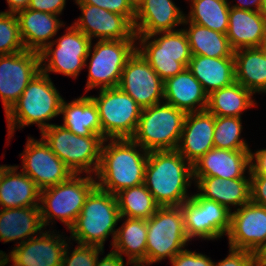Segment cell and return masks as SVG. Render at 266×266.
Segmentation results:
<instances>
[{
	"mask_svg": "<svg viewBox=\"0 0 266 266\" xmlns=\"http://www.w3.org/2000/svg\"><path fill=\"white\" fill-rule=\"evenodd\" d=\"M10 263H12V264H10ZM0 266H21V265L10 254L9 250L7 253L5 251L0 250Z\"/></svg>",
	"mask_w": 266,
	"mask_h": 266,
	"instance_id": "cell-50",
	"label": "cell"
},
{
	"mask_svg": "<svg viewBox=\"0 0 266 266\" xmlns=\"http://www.w3.org/2000/svg\"><path fill=\"white\" fill-rule=\"evenodd\" d=\"M188 239L181 206L159 207L147 219L146 266L172 260L188 248ZM189 244V245H188Z\"/></svg>",
	"mask_w": 266,
	"mask_h": 266,
	"instance_id": "cell-8",
	"label": "cell"
},
{
	"mask_svg": "<svg viewBox=\"0 0 266 266\" xmlns=\"http://www.w3.org/2000/svg\"><path fill=\"white\" fill-rule=\"evenodd\" d=\"M250 150L212 148L193 164V177L250 178Z\"/></svg>",
	"mask_w": 266,
	"mask_h": 266,
	"instance_id": "cell-20",
	"label": "cell"
},
{
	"mask_svg": "<svg viewBox=\"0 0 266 266\" xmlns=\"http://www.w3.org/2000/svg\"><path fill=\"white\" fill-rule=\"evenodd\" d=\"M227 1L230 7L249 10V11H260L263 2V0H227Z\"/></svg>",
	"mask_w": 266,
	"mask_h": 266,
	"instance_id": "cell-48",
	"label": "cell"
},
{
	"mask_svg": "<svg viewBox=\"0 0 266 266\" xmlns=\"http://www.w3.org/2000/svg\"><path fill=\"white\" fill-rule=\"evenodd\" d=\"M184 227L188 239L191 241L207 240V223L205 210L192 197L182 203Z\"/></svg>",
	"mask_w": 266,
	"mask_h": 266,
	"instance_id": "cell-38",
	"label": "cell"
},
{
	"mask_svg": "<svg viewBox=\"0 0 266 266\" xmlns=\"http://www.w3.org/2000/svg\"><path fill=\"white\" fill-rule=\"evenodd\" d=\"M228 248L226 257L217 262L214 260L213 266H258L256 254L246 250Z\"/></svg>",
	"mask_w": 266,
	"mask_h": 266,
	"instance_id": "cell-43",
	"label": "cell"
},
{
	"mask_svg": "<svg viewBox=\"0 0 266 266\" xmlns=\"http://www.w3.org/2000/svg\"><path fill=\"white\" fill-rule=\"evenodd\" d=\"M148 153L132 139H105L95 175L97 187L116 195L144 183Z\"/></svg>",
	"mask_w": 266,
	"mask_h": 266,
	"instance_id": "cell-3",
	"label": "cell"
},
{
	"mask_svg": "<svg viewBox=\"0 0 266 266\" xmlns=\"http://www.w3.org/2000/svg\"><path fill=\"white\" fill-rule=\"evenodd\" d=\"M251 201L266 207V175H250Z\"/></svg>",
	"mask_w": 266,
	"mask_h": 266,
	"instance_id": "cell-45",
	"label": "cell"
},
{
	"mask_svg": "<svg viewBox=\"0 0 266 266\" xmlns=\"http://www.w3.org/2000/svg\"><path fill=\"white\" fill-rule=\"evenodd\" d=\"M257 256V265L266 266V245L260 250Z\"/></svg>",
	"mask_w": 266,
	"mask_h": 266,
	"instance_id": "cell-51",
	"label": "cell"
},
{
	"mask_svg": "<svg viewBox=\"0 0 266 266\" xmlns=\"http://www.w3.org/2000/svg\"><path fill=\"white\" fill-rule=\"evenodd\" d=\"M73 4H92L109 12L123 15L132 24L135 20L136 10L128 0H73Z\"/></svg>",
	"mask_w": 266,
	"mask_h": 266,
	"instance_id": "cell-41",
	"label": "cell"
},
{
	"mask_svg": "<svg viewBox=\"0 0 266 266\" xmlns=\"http://www.w3.org/2000/svg\"><path fill=\"white\" fill-rule=\"evenodd\" d=\"M226 36L234 51L259 48L266 38V18L260 11L230 7Z\"/></svg>",
	"mask_w": 266,
	"mask_h": 266,
	"instance_id": "cell-25",
	"label": "cell"
},
{
	"mask_svg": "<svg viewBox=\"0 0 266 266\" xmlns=\"http://www.w3.org/2000/svg\"><path fill=\"white\" fill-rule=\"evenodd\" d=\"M69 241L65 231L44 229L38 236L11 246L10 254L21 266H61Z\"/></svg>",
	"mask_w": 266,
	"mask_h": 266,
	"instance_id": "cell-18",
	"label": "cell"
},
{
	"mask_svg": "<svg viewBox=\"0 0 266 266\" xmlns=\"http://www.w3.org/2000/svg\"><path fill=\"white\" fill-rule=\"evenodd\" d=\"M103 250L99 246L82 245L70 240L65 249L61 266H95L98 255Z\"/></svg>",
	"mask_w": 266,
	"mask_h": 266,
	"instance_id": "cell-40",
	"label": "cell"
},
{
	"mask_svg": "<svg viewBox=\"0 0 266 266\" xmlns=\"http://www.w3.org/2000/svg\"><path fill=\"white\" fill-rule=\"evenodd\" d=\"M182 28L187 35L191 55L211 58L234 57V50L226 34L189 22L185 18Z\"/></svg>",
	"mask_w": 266,
	"mask_h": 266,
	"instance_id": "cell-33",
	"label": "cell"
},
{
	"mask_svg": "<svg viewBox=\"0 0 266 266\" xmlns=\"http://www.w3.org/2000/svg\"><path fill=\"white\" fill-rule=\"evenodd\" d=\"M63 29L61 36L57 35L39 52L41 71L48 76L53 73L77 80L85 68L92 40L72 23Z\"/></svg>",
	"mask_w": 266,
	"mask_h": 266,
	"instance_id": "cell-11",
	"label": "cell"
},
{
	"mask_svg": "<svg viewBox=\"0 0 266 266\" xmlns=\"http://www.w3.org/2000/svg\"><path fill=\"white\" fill-rule=\"evenodd\" d=\"M51 76L40 71L28 84L18 101L5 114L7 141L9 145L17 130L35 125L40 133L55 124L51 121L60 116L63 95Z\"/></svg>",
	"mask_w": 266,
	"mask_h": 266,
	"instance_id": "cell-2",
	"label": "cell"
},
{
	"mask_svg": "<svg viewBox=\"0 0 266 266\" xmlns=\"http://www.w3.org/2000/svg\"><path fill=\"white\" fill-rule=\"evenodd\" d=\"M16 16L25 49L38 53L51 44L67 24L58 15L28 8L18 11Z\"/></svg>",
	"mask_w": 266,
	"mask_h": 266,
	"instance_id": "cell-22",
	"label": "cell"
},
{
	"mask_svg": "<svg viewBox=\"0 0 266 266\" xmlns=\"http://www.w3.org/2000/svg\"><path fill=\"white\" fill-rule=\"evenodd\" d=\"M68 0H30L28 9L62 16Z\"/></svg>",
	"mask_w": 266,
	"mask_h": 266,
	"instance_id": "cell-44",
	"label": "cell"
},
{
	"mask_svg": "<svg viewBox=\"0 0 266 266\" xmlns=\"http://www.w3.org/2000/svg\"><path fill=\"white\" fill-rule=\"evenodd\" d=\"M187 68L208 95L235 82L234 57L211 58L192 55Z\"/></svg>",
	"mask_w": 266,
	"mask_h": 266,
	"instance_id": "cell-29",
	"label": "cell"
},
{
	"mask_svg": "<svg viewBox=\"0 0 266 266\" xmlns=\"http://www.w3.org/2000/svg\"><path fill=\"white\" fill-rule=\"evenodd\" d=\"M214 260L206 252H198L196 250L184 249L169 261L171 266H213Z\"/></svg>",
	"mask_w": 266,
	"mask_h": 266,
	"instance_id": "cell-42",
	"label": "cell"
},
{
	"mask_svg": "<svg viewBox=\"0 0 266 266\" xmlns=\"http://www.w3.org/2000/svg\"><path fill=\"white\" fill-rule=\"evenodd\" d=\"M250 175H266V147L250 150Z\"/></svg>",
	"mask_w": 266,
	"mask_h": 266,
	"instance_id": "cell-46",
	"label": "cell"
},
{
	"mask_svg": "<svg viewBox=\"0 0 266 266\" xmlns=\"http://www.w3.org/2000/svg\"><path fill=\"white\" fill-rule=\"evenodd\" d=\"M136 50V40L92 41L85 62V94L95 89L118 87L123 68Z\"/></svg>",
	"mask_w": 266,
	"mask_h": 266,
	"instance_id": "cell-10",
	"label": "cell"
},
{
	"mask_svg": "<svg viewBox=\"0 0 266 266\" xmlns=\"http://www.w3.org/2000/svg\"><path fill=\"white\" fill-rule=\"evenodd\" d=\"M96 92L97 95H88L97 107L104 139H131L142 108L119 87L98 89Z\"/></svg>",
	"mask_w": 266,
	"mask_h": 266,
	"instance_id": "cell-12",
	"label": "cell"
},
{
	"mask_svg": "<svg viewBox=\"0 0 266 266\" xmlns=\"http://www.w3.org/2000/svg\"><path fill=\"white\" fill-rule=\"evenodd\" d=\"M175 1L144 0L136 10L133 23L135 35L149 36L182 28L185 12Z\"/></svg>",
	"mask_w": 266,
	"mask_h": 266,
	"instance_id": "cell-19",
	"label": "cell"
},
{
	"mask_svg": "<svg viewBox=\"0 0 266 266\" xmlns=\"http://www.w3.org/2000/svg\"><path fill=\"white\" fill-rule=\"evenodd\" d=\"M116 198L122 217L147 220L160 207L144 183L119 191Z\"/></svg>",
	"mask_w": 266,
	"mask_h": 266,
	"instance_id": "cell-35",
	"label": "cell"
},
{
	"mask_svg": "<svg viewBox=\"0 0 266 266\" xmlns=\"http://www.w3.org/2000/svg\"><path fill=\"white\" fill-rule=\"evenodd\" d=\"M61 125L78 136H102L99 113L94 101L85 93L61 103Z\"/></svg>",
	"mask_w": 266,
	"mask_h": 266,
	"instance_id": "cell-27",
	"label": "cell"
},
{
	"mask_svg": "<svg viewBox=\"0 0 266 266\" xmlns=\"http://www.w3.org/2000/svg\"><path fill=\"white\" fill-rule=\"evenodd\" d=\"M234 59L235 82L255 96H262L266 92V56L260 47L238 49L234 51Z\"/></svg>",
	"mask_w": 266,
	"mask_h": 266,
	"instance_id": "cell-32",
	"label": "cell"
},
{
	"mask_svg": "<svg viewBox=\"0 0 266 266\" xmlns=\"http://www.w3.org/2000/svg\"><path fill=\"white\" fill-rule=\"evenodd\" d=\"M186 114L165 101L144 108L131 139L147 152L176 150Z\"/></svg>",
	"mask_w": 266,
	"mask_h": 266,
	"instance_id": "cell-7",
	"label": "cell"
},
{
	"mask_svg": "<svg viewBox=\"0 0 266 266\" xmlns=\"http://www.w3.org/2000/svg\"><path fill=\"white\" fill-rule=\"evenodd\" d=\"M260 12L266 18V0H263Z\"/></svg>",
	"mask_w": 266,
	"mask_h": 266,
	"instance_id": "cell-54",
	"label": "cell"
},
{
	"mask_svg": "<svg viewBox=\"0 0 266 266\" xmlns=\"http://www.w3.org/2000/svg\"><path fill=\"white\" fill-rule=\"evenodd\" d=\"M164 101L186 113L206 110L208 94L201 83L185 68L164 82Z\"/></svg>",
	"mask_w": 266,
	"mask_h": 266,
	"instance_id": "cell-26",
	"label": "cell"
},
{
	"mask_svg": "<svg viewBox=\"0 0 266 266\" xmlns=\"http://www.w3.org/2000/svg\"><path fill=\"white\" fill-rule=\"evenodd\" d=\"M188 4L185 19L189 22L226 34L230 6L227 0H184ZM189 7V8H188ZM188 13V14H186Z\"/></svg>",
	"mask_w": 266,
	"mask_h": 266,
	"instance_id": "cell-34",
	"label": "cell"
},
{
	"mask_svg": "<svg viewBox=\"0 0 266 266\" xmlns=\"http://www.w3.org/2000/svg\"><path fill=\"white\" fill-rule=\"evenodd\" d=\"M40 136L73 174L96 175L103 136H78L58 123L44 129Z\"/></svg>",
	"mask_w": 266,
	"mask_h": 266,
	"instance_id": "cell-6",
	"label": "cell"
},
{
	"mask_svg": "<svg viewBox=\"0 0 266 266\" xmlns=\"http://www.w3.org/2000/svg\"><path fill=\"white\" fill-rule=\"evenodd\" d=\"M97 186L89 174H72L66 181L40 190V214L45 229H56L57 220L68 230L74 225L85 200ZM55 225V227H54Z\"/></svg>",
	"mask_w": 266,
	"mask_h": 266,
	"instance_id": "cell-5",
	"label": "cell"
},
{
	"mask_svg": "<svg viewBox=\"0 0 266 266\" xmlns=\"http://www.w3.org/2000/svg\"><path fill=\"white\" fill-rule=\"evenodd\" d=\"M26 50L20 36L16 13L0 10V55Z\"/></svg>",
	"mask_w": 266,
	"mask_h": 266,
	"instance_id": "cell-39",
	"label": "cell"
},
{
	"mask_svg": "<svg viewBox=\"0 0 266 266\" xmlns=\"http://www.w3.org/2000/svg\"><path fill=\"white\" fill-rule=\"evenodd\" d=\"M131 6L137 10V8L142 4L144 0H128Z\"/></svg>",
	"mask_w": 266,
	"mask_h": 266,
	"instance_id": "cell-53",
	"label": "cell"
},
{
	"mask_svg": "<svg viewBox=\"0 0 266 266\" xmlns=\"http://www.w3.org/2000/svg\"><path fill=\"white\" fill-rule=\"evenodd\" d=\"M205 210L208 241L218 242L227 237L230 229L231 212L216 201L201 197L196 191L191 196ZM221 239V240H220Z\"/></svg>",
	"mask_w": 266,
	"mask_h": 266,
	"instance_id": "cell-37",
	"label": "cell"
},
{
	"mask_svg": "<svg viewBox=\"0 0 266 266\" xmlns=\"http://www.w3.org/2000/svg\"><path fill=\"white\" fill-rule=\"evenodd\" d=\"M260 49L263 51L264 55L266 56V38L261 43Z\"/></svg>",
	"mask_w": 266,
	"mask_h": 266,
	"instance_id": "cell-55",
	"label": "cell"
},
{
	"mask_svg": "<svg viewBox=\"0 0 266 266\" xmlns=\"http://www.w3.org/2000/svg\"><path fill=\"white\" fill-rule=\"evenodd\" d=\"M7 9L4 12L17 13L20 10L27 9L30 0H5Z\"/></svg>",
	"mask_w": 266,
	"mask_h": 266,
	"instance_id": "cell-49",
	"label": "cell"
},
{
	"mask_svg": "<svg viewBox=\"0 0 266 266\" xmlns=\"http://www.w3.org/2000/svg\"><path fill=\"white\" fill-rule=\"evenodd\" d=\"M194 190L203 198L216 201L230 212L251 200L250 178L221 179L193 177Z\"/></svg>",
	"mask_w": 266,
	"mask_h": 266,
	"instance_id": "cell-23",
	"label": "cell"
},
{
	"mask_svg": "<svg viewBox=\"0 0 266 266\" xmlns=\"http://www.w3.org/2000/svg\"><path fill=\"white\" fill-rule=\"evenodd\" d=\"M119 224L109 248L133 266H146L147 220L121 216Z\"/></svg>",
	"mask_w": 266,
	"mask_h": 266,
	"instance_id": "cell-28",
	"label": "cell"
},
{
	"mask_svg": "<svg viewBox=\"0 0 266 266\" xmlns=\"http://www.w3.org/2000/svg\"><path fill=\"white\" fill-rule=\"evenodd\" d=\"M193 165L177 150L151 151L144 185L160 207L181 206L193 192Z\"/></svg>",
	"mask_w": 266,
	"mask_h": 266,
	"instance_id": "cell-1",
	"label": "cell"
},
{
	"mask_svg": "<svg viewBox=\"0 0 266 266\" xmlns=\"http://www.w3.org/2000/svg\"><path fill=\"white\" fill-rule=\"evenodd\" d=\"M121 215L116 195L95 187L87 196L74 225L69 229V239L82 245H94L105 249L111 236L112 247Z\"/></svg>",
	"mask_w": 266,
	"mask_h": 266,
	"instance_id": "cell-4",
	"label": "cell"
},
{
	"mask_svg": "<svg viewBox=\"0 0 266 266\" xmlns=\"http://www.w3.org/2000/svg\"><path fill=\"white\" fill-rule=\"evenodd\" d=\"M44 229L39 206L0 209V242L3 244L13 242L16 247Z\"/></svg>",
	"mask_w": 266,
	"mask_h": 266,
	"instance_id": "cell-24",
	"label": "cell"
},
{
	"mask_svg": "<svg viewBox=\"0 0 266 266\" xmlns=\"http://www.w3.org/2000/svg\"><path fill=\"white\" fill-rule=\"evenodd\" d=\"M81 11L71 22L92 41L136 40L133 24L123 15L92 4H75Z\"/></svg>",
	"mask_w": 266,
	"mask_h": 266,
	"instance_id": "cell-17",
	"label": "cell"
},
{
	"mask_svg": "<svg viewBox=\"0 0 266 266\" xmlns=\"http://www.w3.org/2000/svg\"><path fill=\"white\" fill-rule=\"evenodd\" d=\"M256 96L240 83L215 90L208 95L206 110L215 116L240 117L258 107Z\"/></svg>",
	"mask_w": 266,
	"mask_h": 266,
	"instance_id": "cell-31",
	"label": "cell"
},
{
	"mask_svg": "<svg viewBox=\"0 0 266 266\" xmlns=\"http://www.w3.org/2000/svg\"><path fill=\"white\" fill-rule=\"evenodd\" d=\"M136 49L164 82L187 68L192 57L183 28L149 36L136 35Z\"/></svg>",
	"mask_w": 266,
	"mask_h": 266,
	"instance_id": "cell-9",
	"label": "cell"
},
{
	"mask_svg": "<svg viewBox=\"0 0 266 266\" xmlns=\"http://www.w3.org/2000/svg\"><path fill=\"white\" fill-rule=\"evenodd\" d=\"M242 122L243 119L240 117L215 116L214 148L251 150V143H248V138L245 139V130Z\"/></svg>",
	"mask_w": 266,
	"mask_h": 266,
	"instance_id": "cell-36",
	"label": "cell"
},
{
	"mask_svg": "<svg viewBox=\"0 0 266 266\" xmlns=\"http://www.w3.org/2000/svg\"><path fill=\"white\" fill-rule=\"evenodd\" d=\"M112 249L105 254V249L98 255L95 266H133Z\"/></svg>",
	"mask_w": 266,
	"mask_h": 266,
	"instance_id": "cell-47",
	"label": "cell"
},
{
	"mask_svg": "<svg viewBox=\"0 0 266 266\" xmlns=\"http://www.w3.org/2000/svg\"><path fill=\"white\" fill-rule=\"evenodd\" d=\"M24 150L18 155L22 161L16 166L28 175L40 190L66 181L73 172L40 138L28 135Z\"/></svg>",
	"mask_w": 266,
	"mask_h": 266,
	"instance_id": "cell-13",
	"label": "cell"
},
{
	"mask_svg": "<svg viewBox=\"0 0 266 266\" xmlns=\"http://www.w3.org/2000/svg\"><path fill=\"white\" fill-rule=\"evenodd\" d=\"M228 247L258 254L266 245V207L251 200L231 212Z\"/></svg>",
	"mask_w": 266,
	"mask_h": 266,
	"instance_id": "cell-16",
	"label": "cell"
},
{
	"mask_svg": "<svg viewBox=\"0 0 266 266\" xmlns=\"http://www.w3.org/2000/svg\"><path fill=\"white\" fill-rule=\"evenodd\" d=\"M40 189L35 182L13 164L0 184L1 208L39 206Z\"/></svg>",
	"mask_w": 266,
	"mask_h": 266,
	"instance_id": "cell-30",
	"label": "cell"
},
{
	"mask_svg": "<svg viewBox=\"0 0 266 266\" xmlns=\"http://www.w3.org/2000/svg\"><path fill=\"white\" fill-rule=\"evenodd\" d=\"M11 164H0V184L4 177L5 172L11 167Z\"/></svg>",
	"mask_w": 266,
	"mask_h": 266,
	"instance_id": "cell-52",
	"label": "cell"
},
{
	"mask_svg": "<svg viewBox=\"0 0 266 266\" xmlns=\"http://www.w3.org/2000/svg\"><path fill=\"white\" fill-rule=\"evenodd\" d=\"M215 115L207 110L187 113L176 150L192 165L214 148Z\"/></svg>",
	"mask_w": 266,
	"mask_h": 266,
	"instance_id": "cell-21",
	"label": "cell"
},
{
	"mask_svg": "<svg viewBox=\"0 0 266 266\" xmlns=\"http://www.w3.org/2000/svg\"><path fill=\"white\" fill-rule=\"evenodd\" d=\"M118 87L142 109L164 101V81L137 49L127 60Z\"/></svg>",
	"mask_w": 266,
	"mask_h": 266,
	"instance_id": "cell-15",
	"label": "cell"
},
{
	"mask_svg": "<svg viewBox=\"0 0 266 266\" xmlns=\"http://www.w3.org/2000/svg\"><path fill=\"white\" fill-rule=\"evenodd\" d=\"M40 71L38 52L24 50L0 55V99L4 114L18 101L28 84Z\"/></svg>",
	"mask_w": 266,
	"mask_h": 266,
	"instance_id": "cell-14",
	"label": "cell"
}]
</instances>
